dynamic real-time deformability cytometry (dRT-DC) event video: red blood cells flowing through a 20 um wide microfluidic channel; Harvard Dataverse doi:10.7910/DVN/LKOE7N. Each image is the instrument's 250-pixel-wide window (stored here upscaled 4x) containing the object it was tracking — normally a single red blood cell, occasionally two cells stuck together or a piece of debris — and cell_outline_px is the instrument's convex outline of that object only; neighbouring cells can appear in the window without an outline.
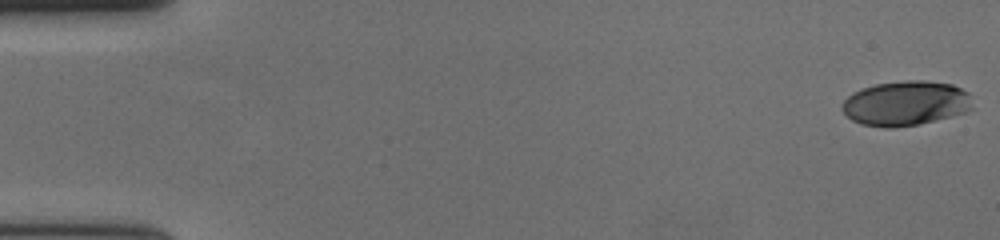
{"species": "human", "species_latin": "Homo sapiens", "temperature_condition": "cold", "stored_images_in_passage": 58, "camera_frame_rate_fps": 3000, "um_per_image_px": 0.085, "donor": {"sex": "female"}, "frame": {"image": 1, "passage_image": 1, "time_ms": 0.0, "image_size_px": [1000, 240], "cell_outline_px": [[972, 108], [964, 112], [952, 116], [916, 124], [864, 124], [852, 120], [840, 108], [840, 104], [852, 92], [876, 84], [904, 80], [924, 80], [952, 84], [968, 92]], "centroid_in_image_um": [76.99, 8.72], "position_along_channel_um": 8.0, "area_um2": 32.95}}
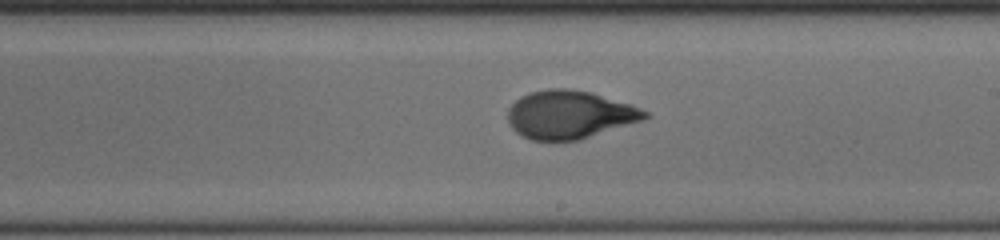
{"frame": {"image": 2, "passage_image": 34, "time_ms": 11.0, "image_size_px": [1000, 240], "cell_outline_px": [[648, 116], [640, 120], [580, 140], [532, 140], [516, 132], [512, 128], [508, 120], [508, 108], [520, 96], [532, 92], [548, 88], [568, 88], [592, 92], [640, 108], [648, 112]], "centroid_in_image_um": [48.37, 9.73], "position_along_channel_um": 240.6, "area_um2": 38.03}}
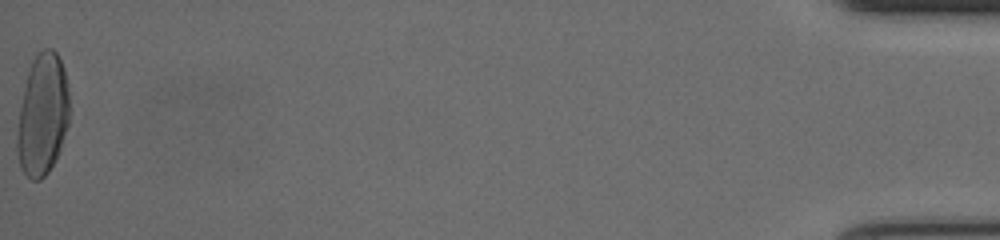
{"frame": {"image": 3, "passage_image": 58, "time_ms": 19.0, "image_size_px": [1000, 240], "cell_outline_px": [[68, 124], [60, 148], [48, 172], [40, 180], [32, 180], [20, 168], [16, 152], [16, 136], [20, 108], [24, 88], [28, 72], [32, 60], [44, 48], [52, 48], [56, 52], [64, 68], [68, 88]], "centroid_in_image_um": [3.6, 9.76], "position_along_channel_um": 431.6, "area_um2": 36.82}, "authors_computed_cell_mechanics": {"area_um2": 36.8764, "velocity_mm_per_s": 3.6524, "shape_relaxation_time_tau1_ms": 3.6801, "shape_relaxation_time_tau2_ms": 0.8665, "deformation_change_tau1": 0.1901, "deformation_change_tau2": 0.0601}}